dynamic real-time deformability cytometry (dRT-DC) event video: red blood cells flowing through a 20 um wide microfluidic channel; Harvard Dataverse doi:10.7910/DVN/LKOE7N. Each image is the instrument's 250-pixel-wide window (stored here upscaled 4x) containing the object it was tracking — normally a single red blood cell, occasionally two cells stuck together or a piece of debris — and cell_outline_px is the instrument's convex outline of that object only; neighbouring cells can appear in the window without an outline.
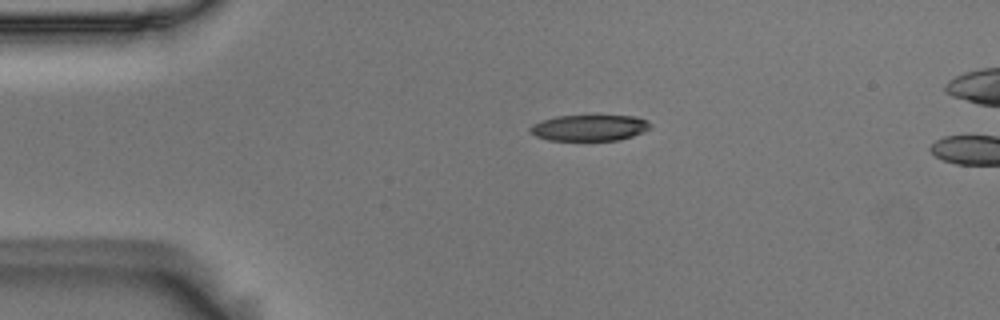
{"species": "Egyptian fruit bat (a non-hibernating species)", "species_latin": "Rousettus aegyptiacus", "temperature_condition": "room temperature", "stored_images_in_passage": 2, "camera_frame_rate_fps": 3000, "um_per_image_px": 0.085, "animal": {"sex": "male"}, "frame": {"image": 1, "passage_image": 1, "time_ms": 0.0, "image_size_px": [1000, 320], "cell_outline_px": [[652, 128], [644, 132], [620, 140], [548, 140], [536, 136], [528, 132], [528, 128], [532, 124], [540, 120], [556, 116], [636, 116], [648, 120], [652, 124]], "centroid_in_image_um": [50.1, 10.86], "position_along_channel_um": 34.9, "area_um2": 18.5}}